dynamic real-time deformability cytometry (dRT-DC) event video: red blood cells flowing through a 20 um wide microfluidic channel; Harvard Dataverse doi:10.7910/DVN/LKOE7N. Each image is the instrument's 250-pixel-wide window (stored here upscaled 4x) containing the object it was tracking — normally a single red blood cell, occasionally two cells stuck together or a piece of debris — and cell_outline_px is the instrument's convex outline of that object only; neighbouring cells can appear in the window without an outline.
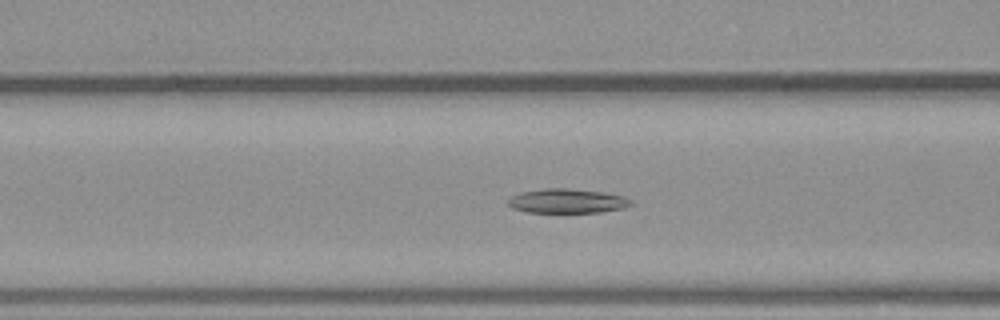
{"species": "common noctule bat (a hibernating species)", "species_latin": "Nyctalus noctula", "temperature_condition": "warm", "stored_images_in_passage": 38, "camera_frame_rate_fps": 3000, "um_per_image_px": 0.085, "animal": {"sex": "male", "body_mass_g": 23.1, "forearm_length_mm": 52.7}, "frame": {"image": 1, "passage_image": 10, "time_ms": 3.0, "image_size_px": [1000, 320], "cell_outline_px": [[632, 204], [624, 208], [600, 212], [528, 212], [512, 208], [508, 204], [508, 200], [512, 196], [520, 192], [544, 188], [564, 188], [600, 192], [620, 196], [628, 200]], "centroid_in_image_um": [48.13, 17.09], "position_along_channel_um": 118.5, "area_um2": 17.05}}
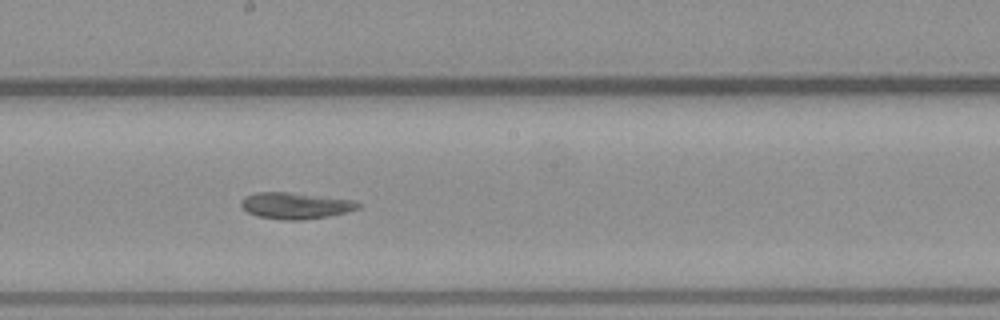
{"frame": {"image": 2, "passage_image": 17, "time_ms": 5.333, "image_size_px": [1000, 320], "cell_outline_px": [[360, 208], [328, 216], [304, 220], [280, 220], [256, 216], [248, 212], [240, 204], [240, 200], [244, 196], [256, 192], [288, 192], [352, 200], [360, 204]], "centroid_in_image_um": [25.05, 17.48], "position_along_channel_um": 223.2, "area_um2": 17.92}}
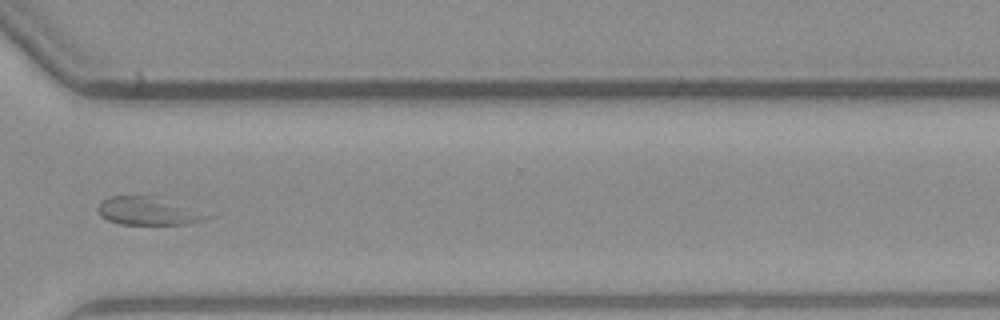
{"frame": {"image": 3, "passage_image": 26, "time_ms": 8.333, "image_size_px": [1000, 320], "cell_outline_px": [[212, 216], [188, 224], [120, 224], [108, 220], [100, 216], [96, 208], [104, 200], [112, 196], [148, 196]], "centroid_in_image_um": [12.43, 17.97], "position_along_channel_um": 358.2, "area_um2": 16.7}}